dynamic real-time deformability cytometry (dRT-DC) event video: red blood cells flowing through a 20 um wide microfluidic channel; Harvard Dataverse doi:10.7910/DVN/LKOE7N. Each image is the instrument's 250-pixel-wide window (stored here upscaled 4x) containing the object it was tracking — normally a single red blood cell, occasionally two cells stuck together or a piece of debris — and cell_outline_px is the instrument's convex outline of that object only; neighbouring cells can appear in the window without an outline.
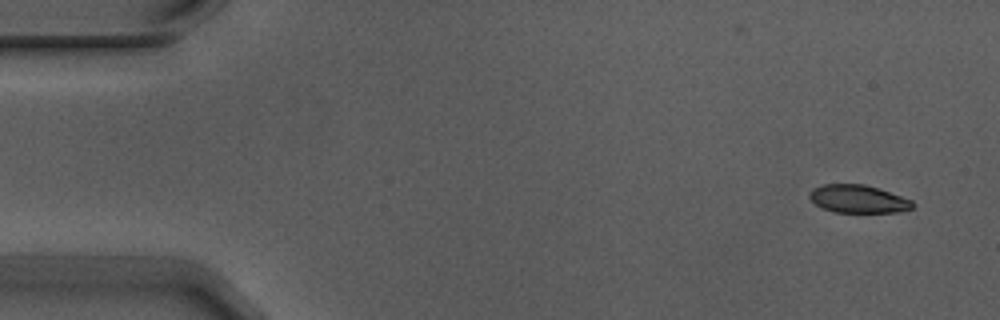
{"species": "Egyptian fruit bat (a non-hibernating species)", "species_latin": "Rousettus aegyptiacus", "temperature_condition": "warm", "stored_images_in_passage": 6, "camera_frame_rate_fps": 3000, "um_per_image_px": 0.085, "animal": {"sex": "male"}, "frame": {"image": 1, "passage_image": 1, "time_ms": 0.0, "image_size_px": [1000, 320], "cell_outline_px": [[916, 204], [912, 208], [900, 212], [836, 212], [824, 208], [816, 204], [808, 196], [812, 188], [824, 184], [864, 184], [912, 200]], "centroid_in_image_um": [72.95, 16.91], "position_along_channel_um": 12.1, "area_um2": 16.59}}
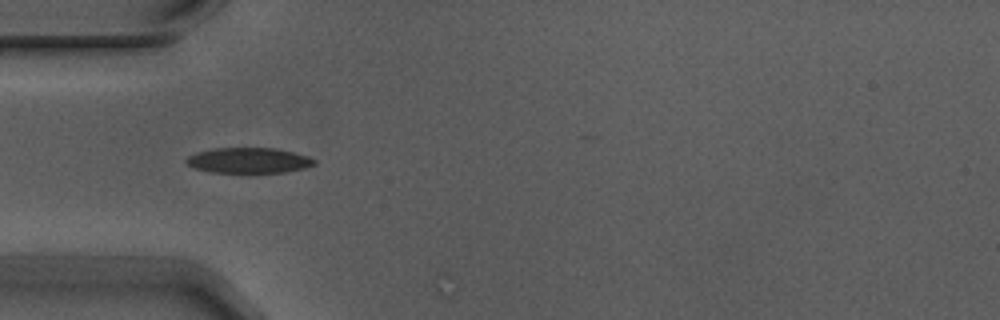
{"frame": {"image": 2, "passage_image": 5, "time_ms": 1.333, "image_size_px": [1000, 320], "cell_outline_px": [[316, 164], [304, 168], [284, 172], [212, 172], [196, 168], [188, 164], [184, 160], [188, 156], [196, 152], [212, 148], [276, 148], [308, 156], [316, 160]], "centroid_in_image_um": [21.14, 13.62], "position_along_channel_um": 63.9, "area_um2": 18.84}}